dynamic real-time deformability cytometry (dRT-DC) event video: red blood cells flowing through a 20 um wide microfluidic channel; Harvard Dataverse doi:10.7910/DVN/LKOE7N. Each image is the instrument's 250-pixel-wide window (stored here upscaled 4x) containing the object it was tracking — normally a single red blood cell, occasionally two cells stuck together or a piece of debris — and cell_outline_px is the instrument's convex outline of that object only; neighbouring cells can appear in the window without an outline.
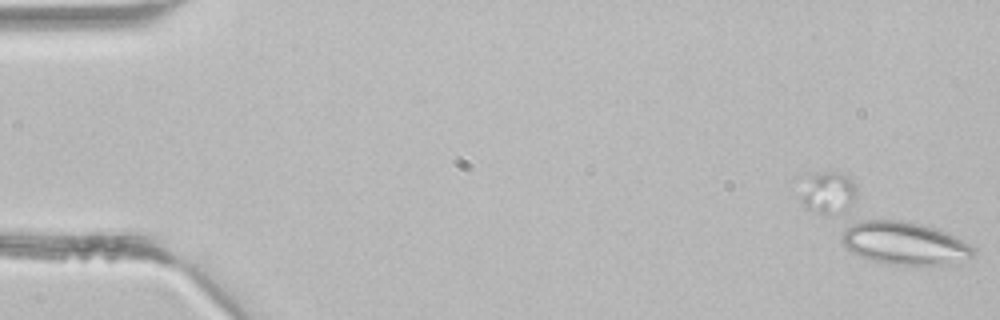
{"species": "common noctule bat (a hibernating species)", "species_latin": "Nyctalus noctula", "temperature_condition": "room temperature", "stored_images_in_passage": 6, "segment_of_instrument_passage": [2, 2], "camera_frame_rate_fps": 3000, "um_per_image_px": 0.085, "animal": {"sex": "male", "body_mass_g": 21.5, "forearm_length_mm": 52.0}, "frame": {"image": 1, "passage_image": 6, "time_ms": 1.667, "image_size_px": [1000, 320], "cell_outline_px": [[976, 252], [968, 260], [956, 264], [892, 264], [872, 260], [860, 256], [844, 248], [840, 240], [840, 236], [848, 220], [900, 220], [920, 224], [936, 228], [948, 232], [956, 236], [976, 248]], "centroid_in_image_um": [76.85, 20.65], "position_along_channel_um": 8.2, "area_um2": 33.52}}